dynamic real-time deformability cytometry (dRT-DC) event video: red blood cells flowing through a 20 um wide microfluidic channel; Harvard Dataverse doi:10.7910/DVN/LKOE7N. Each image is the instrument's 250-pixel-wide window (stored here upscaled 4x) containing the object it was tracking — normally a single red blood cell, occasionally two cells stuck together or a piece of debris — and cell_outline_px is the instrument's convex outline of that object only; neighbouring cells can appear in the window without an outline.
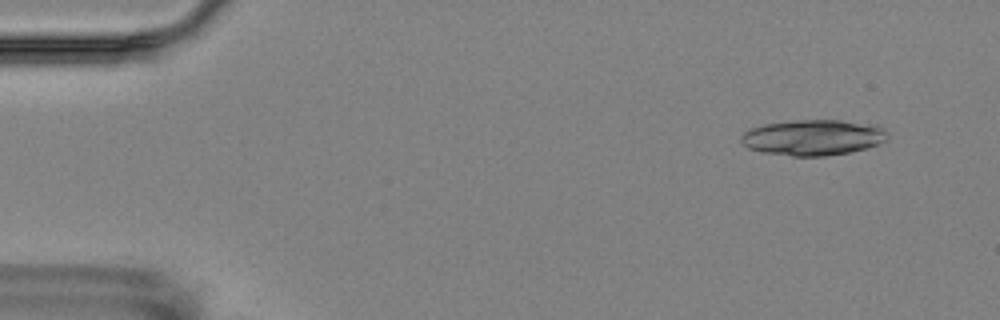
{"species": "Egyptian fruit bat (a non-hibernating species)", "species_latin": "Rousettus aegyptiacus", "temperature_condition": "room temperature", "stored_images_in_passage": 4, "camera_frame_rate_fps": 3000, "um_per_image_px": 0.085, "animal": {"sex": "female"}, "frame": {"image": 1, "passage_image": 1, "time_ms": 0.0, "image_size_px": [1000, 320], "cell_outline_px": [[888, 140], [880, 144], [868, 148], [848, 152], [824, 156], [792, 156], [764, 152], [748, 148], [740, 140], [740, 136], [744, 132], [752, 128], [764, 124], [796, 120], [840, 120], [876, 124], [884, 128], [888, 132]], "centroid_in_image_um": [69.17, 11.68], "position_along_channel_um": 15.8, "area_um2": 30.69}}